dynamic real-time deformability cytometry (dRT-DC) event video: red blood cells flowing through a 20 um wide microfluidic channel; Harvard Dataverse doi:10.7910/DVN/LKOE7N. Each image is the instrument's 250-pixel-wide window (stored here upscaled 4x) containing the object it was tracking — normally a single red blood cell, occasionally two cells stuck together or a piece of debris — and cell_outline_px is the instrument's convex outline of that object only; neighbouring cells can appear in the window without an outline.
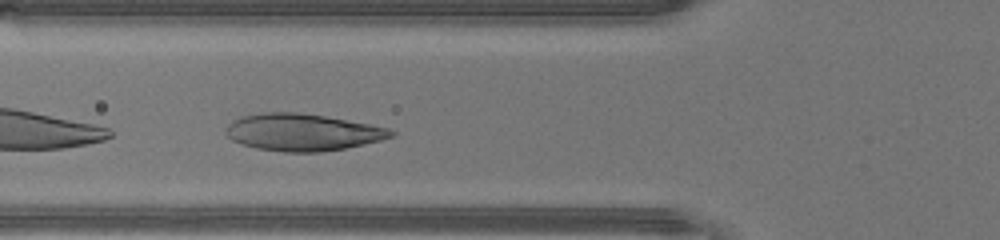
{"species": "human", "species_latin": "Homo sapiens", "temperature_condition": "warm", "stored_images_in_passage": 26, "camera_frame_rate_fps": 3000, "um_per_image_px": 0.085, "donor": {"sex": "male"}, "frame": {"image": 1, "passage_image": 4, "time_ms": 1.0, "image_size_px": [1000, 240], "cell_outline_px": [[396, 132], [392, 136], [380, 140], [364, 144], [344, 148], [320, 152], [284, 152], [256, 148], [232, 140], [224, 132], [228, 124], [232, 120], [240, 116], [260, 112], [296, 112], [324, 116], [368, 124], [388, 128]], "centroid_in_image_um": [25.66, 11.23], "position_along_channel_um": 100.1, "area_um2": 35.49}}
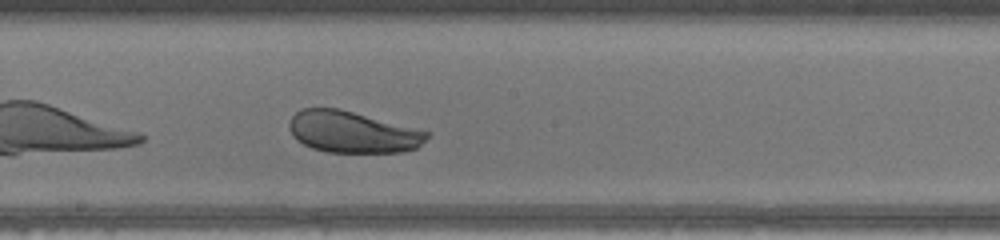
{"frame": {"image": 2, "passage_image": 12, "time_ms": 3.667, "image_size_px": [1000, 240], "cell_outline_px": [[428, 136], [416, 148], [400, 152], [328, 152], [312, 148], [296, 140], [288, 128], [288, 124], [292, 116], [300, 108], [340, 108], [428, 132]], "centroid_in_image_um": [29.89, 11.21], "position_along_channel_um": 218.3, "area_um2": 33.0}}
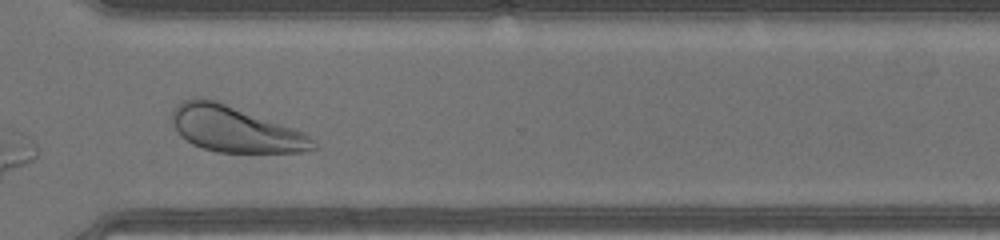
{"frame": {"image": 3, "passage_image": 21, "time_ms": 6.667, "image_size_px": [1000, 240], "cell_outline_px": [[320, 148], [304, 152], [216, 152], [192, 144], [180, 136], [172, 120], [172, 108], [176, 104], [192, 96], [204, 96], [216, 100], [304, 132]], "centroid_in_image_um": [19.94, 10.96], "position_along_channel_um": 350.7, "area_um2": 37.8}, "authors_computed_cell_mechanics": {"area_um2": 35.0268, "velocity_mm_per_s": 4.421, "shape_relaxation_time_tau1_ms": 2.3795, "shape_relaxation_time_tau2_ms": null, "deformation_change_tau1": 0.105, "deformation_change_tau2": null}}